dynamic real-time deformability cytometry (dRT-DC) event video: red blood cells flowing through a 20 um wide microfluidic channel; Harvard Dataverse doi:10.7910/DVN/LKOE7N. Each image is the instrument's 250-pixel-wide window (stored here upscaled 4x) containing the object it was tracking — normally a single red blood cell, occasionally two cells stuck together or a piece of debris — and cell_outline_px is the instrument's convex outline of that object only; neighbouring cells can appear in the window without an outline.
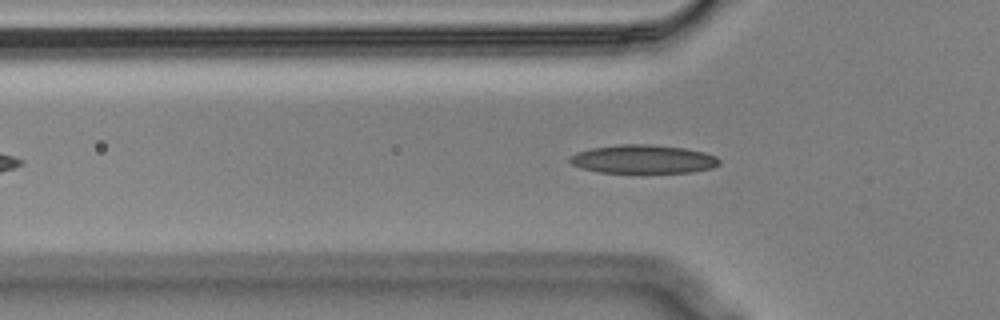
{"species": "Egyptian fruit bat (a non-hibernating species)", "species_latin": "Rousettus aegyptiacus", "temperature_condition": "cold", "stored_images_in_passage": 43, "camera_frame_rate_fps": 3000, "um_per_image_px": 0.085, "animal": {"sex": "male"}, "frame": {"image": 1, "passage_image": 13, "time_ms": 4.0, "image_size_px": [1000, 320], "cell_outline_px": [[720, 164], [712, 168], [692, 172], [640, 176], [600, 172], [580, 168], [572, 164], [568, 160], [568, 156], [576, 152], [592, 148], [620, 144], [644, 144], [684, 148], [704, 152], [716, 156], [720, 160]], "centroid_in_image_um": [54.65, 13.59], "position_along_channel_um": 71.1, "area_um2": 26.13}}
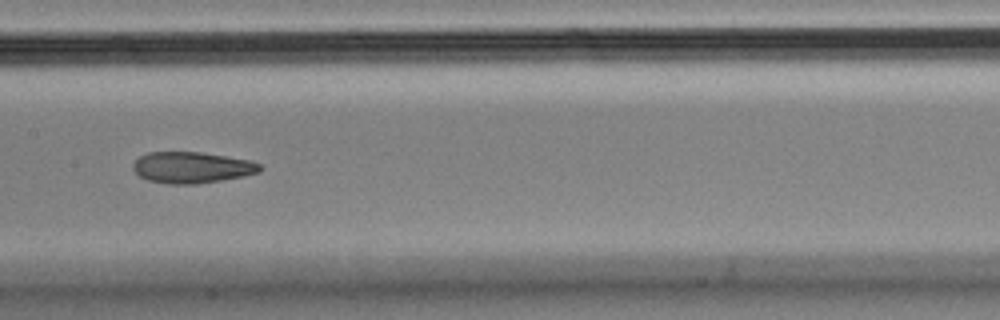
{"frame": {"image": 2, "passage_image": 23, "time_ms": 7.333, "image_size_px": [1000, 320], "cell_outline_px": [[264, 168], [260, 172], [244, 176], [196, 184], [168, 184], [148, 180], [140, 176], [132, 168], [132, 164], [140, 156], [148, 152], [200, 152], [248, 160], [260, 164]], "centroid_in_image_um": [16.3, 14.24], "position_along_channel_um": 191.1, "area_um2": 23.0}}
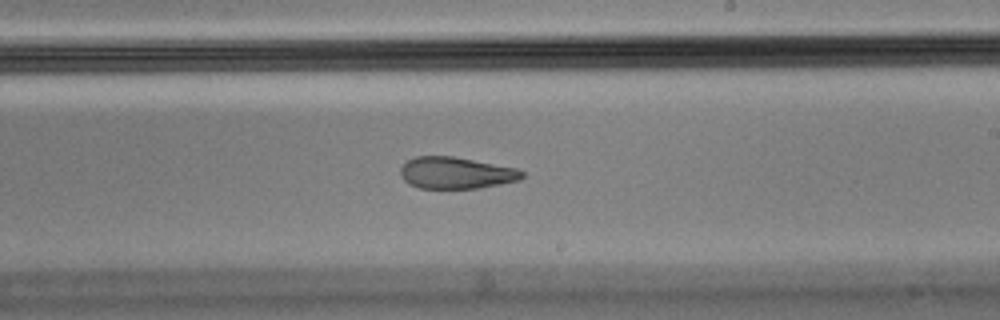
{"frame": {"image": 3, "passage_image": 28, "time_ms": 9.0, "image_size_px": [1000, 320], "cell_outline_px": [[524, 176], [520, 180], [480, 188], [420, 188], [408, 184], [400, 176], [400, 168], [408, 160], [416, 156], [452, 156], [516, 168], [524, 172]], "centroid_in_image_um": [38.75, 14.7], "position_along_channel_um": 250.3, "area_um2": 22.43}, "authors_computed_cell_mechanics": {"area_um2": 23.1778, "velocity_mm_per_s": 3.5621, "shape_relaxation_time_tau1_ms": null, "shape_relaxation_time_tau2_ms": 3.7881, "deformation_change_tau1": null, "deformation_change_tau2": 0.1277}}